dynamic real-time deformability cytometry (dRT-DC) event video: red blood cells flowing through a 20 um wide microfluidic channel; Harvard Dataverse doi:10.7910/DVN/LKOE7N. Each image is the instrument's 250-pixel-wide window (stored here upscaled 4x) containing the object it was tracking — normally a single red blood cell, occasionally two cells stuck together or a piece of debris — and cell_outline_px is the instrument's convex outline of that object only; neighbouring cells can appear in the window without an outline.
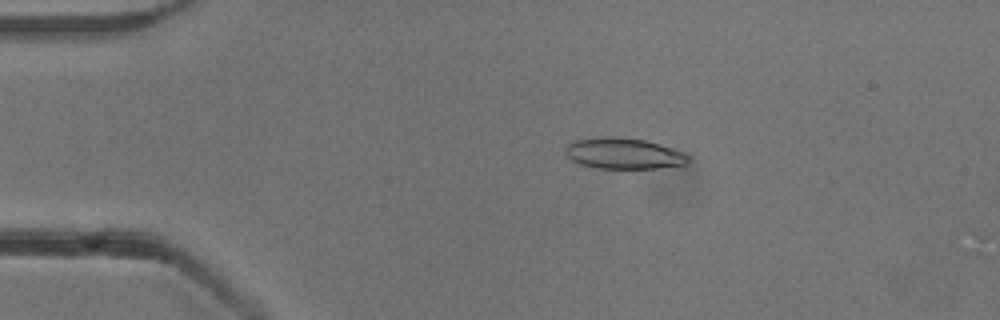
{"species": "common noctule bat (a hibernating species)", "species_latin": "Nyctalus noctula", "temperature_condition": "cold", "stored_images_in_passage": 13, "camera_frame_rate_fps": 3000, "um_per_image_px": 0.085, "animal": {"sex": "male", "body_mass_g": 13.3}, "frame": {"image": 1, "passage_image": 11, "time_ms": 3.333, "image_size_px": [1000, 320], "cell_outline_px": [[692, 160], [684, 164], [656, 168], [596, 168], [580, 164], [572, 160], [564, 152], [564, 148], [568, 144], [576, 140], [596, 136], [616, 136], [644, 140], [660, 144], [684, 152]], "centroid_in_image_um": [52.99, 13.03], "position_along_channel_um": 32.0, "area_um2": 22.31}}